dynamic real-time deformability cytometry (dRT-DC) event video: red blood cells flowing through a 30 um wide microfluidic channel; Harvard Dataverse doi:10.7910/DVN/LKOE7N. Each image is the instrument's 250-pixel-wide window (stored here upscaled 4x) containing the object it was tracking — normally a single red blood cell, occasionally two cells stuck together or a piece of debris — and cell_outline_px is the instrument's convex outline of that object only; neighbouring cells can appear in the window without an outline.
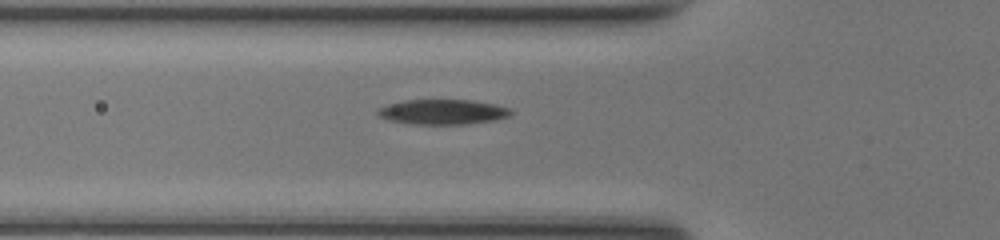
{"species": "common noctule bat (a hibernating species)", "species_latin": "Nyctalus noctula", "temperature_condition": "room temperature", "stored_images_in_passage": 36, "camera_frame_rate_fps": 3000, "um_per_image_px": 0.085, "animal": {"sex": "female", "body_mass_g": 17.0, "forearm_length_mm": 48.0}, "frame": {"image": 1, "passage_image": 4, "time_ms": 1.0, "image_size_px": [1000, 240], "cell_outline_px": [[516, 112], [508, 116], [496, 120], [468, 124], [412, 124], [388, 120], [380, 116], [376, 112], [376, 108], [388, 104], [404, 100], [472, 100], [496, 104], [512, 108]], "centroid_in_image_um": [37.67, 9.51], "position_along_channel_um": 88.1, "area_um2": 19.71}}
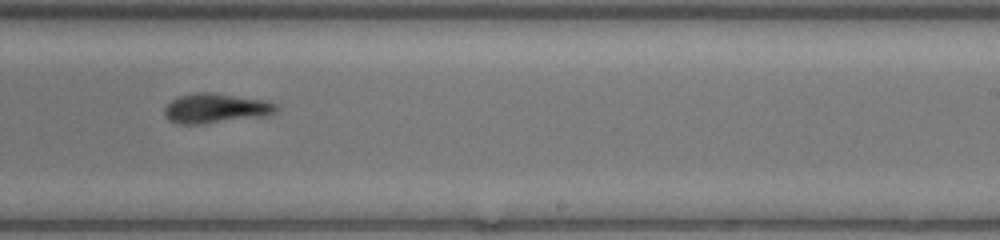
{"frame": {"image": 2, "passage_image": 17, "time_ms": 5.333, "image_size_px": [1000, 240], "cell_outline_px": [[280, 108], [276, 112], [268, 116], [204, 124], [180, 124], [168, 120], [164, 116], [164, 108], [172, 100], [180, 96], [196, 92], [212, 92], [268, 100], [276, 104]], "centroid_in_image_um": [18.39, 9.21], "position_along_channel_um": 270.6, "area_um2": 19.77}}
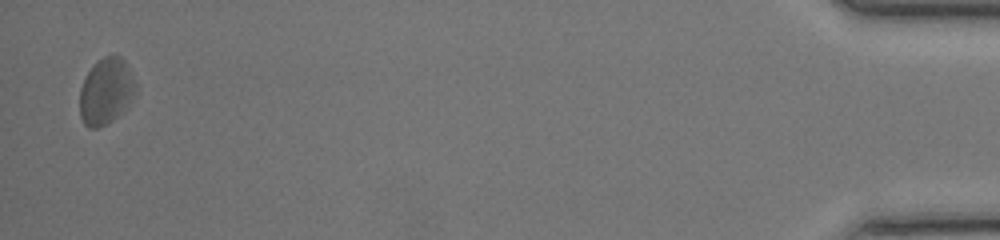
{"frame": {"image": 3, "passage_image": 35, "time_ms": 11.333, "image_size_px": [1000, 240], "cell_outline_px": [[136, 96], [128, 108], [112, 120], [96, 128], [88, 128], [84, 124], [80, 116], [80, 88], [88, 72], [104, 56], [120, 56], [124, 60], [136, 84]], "centroid_in_image_um": [9.04, 7.8], "position_along_channel_um": 426.2, "area_um2": 21.5}}